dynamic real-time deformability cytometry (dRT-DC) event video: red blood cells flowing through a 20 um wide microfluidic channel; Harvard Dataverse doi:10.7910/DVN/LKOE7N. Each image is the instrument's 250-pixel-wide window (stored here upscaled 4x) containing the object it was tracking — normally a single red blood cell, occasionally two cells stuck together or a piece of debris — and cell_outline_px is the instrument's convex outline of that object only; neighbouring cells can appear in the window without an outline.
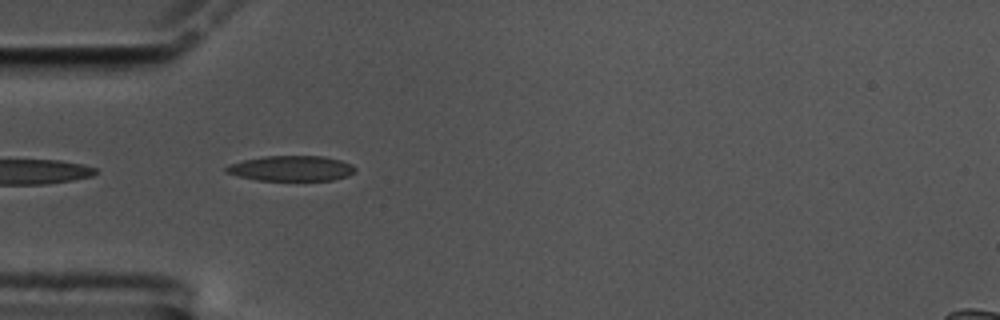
{"species": "common noctule bat (a hibernating species)", "species_latin": "Nyctalus noctula", "temperature_condition": "cold", "stored_images_in_passage": 4, "camera_frame_rate_fps": 3000, "um_per_image_px": 0.085, "animal": {"sex": "male", "body_mass_g": 17.5, "forearm_length_mm": 52.3}, "frame": {"image": 1, "passage_image": 2, "time_ms": 0.333, "image_size_px": [1000, 320], "cell_outline_px": [[356, 172], [348, 176], [332, 180], [256, 180], [224, 172], [224, 168], [228, 164], [244, 160], [264, 156], [324, 156], [340, 160], [352, 164], [356, 168]], "centroid_in_image_um": [24.77, 14.31], "position_along_channel_um": 60.2, "area_um2": 19.07}}